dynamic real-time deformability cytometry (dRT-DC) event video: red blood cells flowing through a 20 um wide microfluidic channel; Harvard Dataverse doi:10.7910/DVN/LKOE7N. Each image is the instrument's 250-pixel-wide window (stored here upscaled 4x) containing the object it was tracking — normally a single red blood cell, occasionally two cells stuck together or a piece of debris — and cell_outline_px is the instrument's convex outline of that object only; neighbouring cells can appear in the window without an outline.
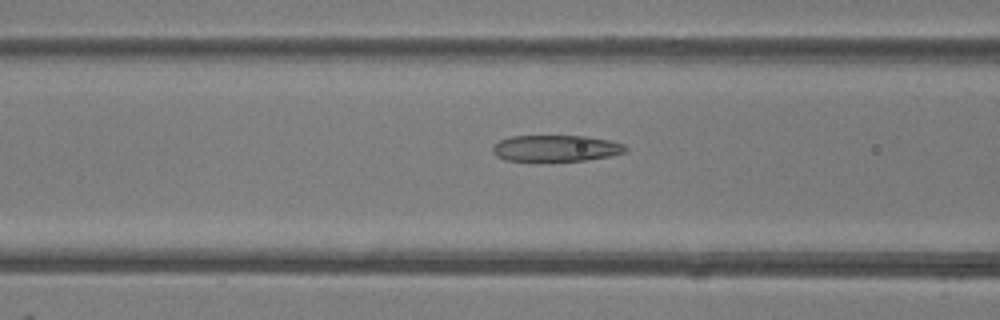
{"species": "common noctule bat (a hibernating species)", "species_latin": "Nyctalus noctula", "temperature_condition": "room temperature", "stored_images_in_passage": 33, "camera_frame_rate_fps": 3000, "um_per_image_px": 0.085, "animal": {"sex": "female"}, "frame": {"image": 1, "passage_image": 4, "time_ms": 1.0, "image_size_px": [1000, 320], "cell_outline_px": [[628, 152], [612, 156], [588, 160], [504, 160], [496, 156], [492, 152], [492, 148], [500, 140], [512, 136], [584, 136], [608, 140], [624, 144], [628, 148]], "centroid_in_image_um": [47.3, 12.6], "position_along_channel_um": 119.3, "area_um2": 20.29}}
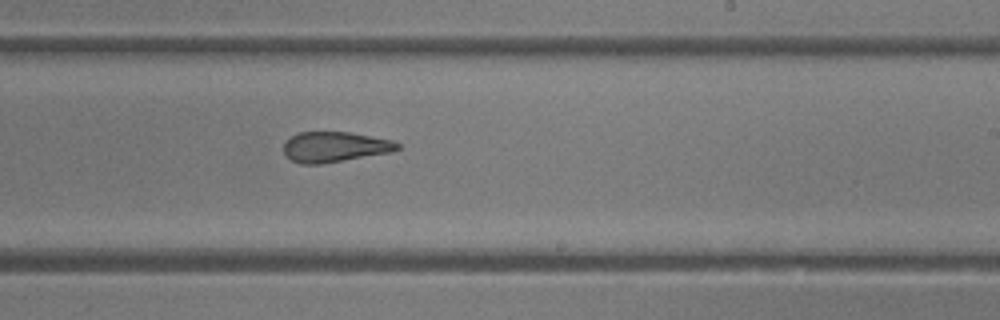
{"frame": {"image": 2, "passage_image": 14, "time_ms": 4.333, "image_size_px": [1000, 320], "cell_outline_px": [[400, 148], [392, 152], [320, 164], [300, 164], [292, 160], [284, 152], [284, 144], [292, 136], [300, 132], [348, 132], [392, 140], [400, 144]], "centroid_in_image_um": [28.47, 12.49], "position_along_channel_um": 260.5, "area_um2": 19.88}}
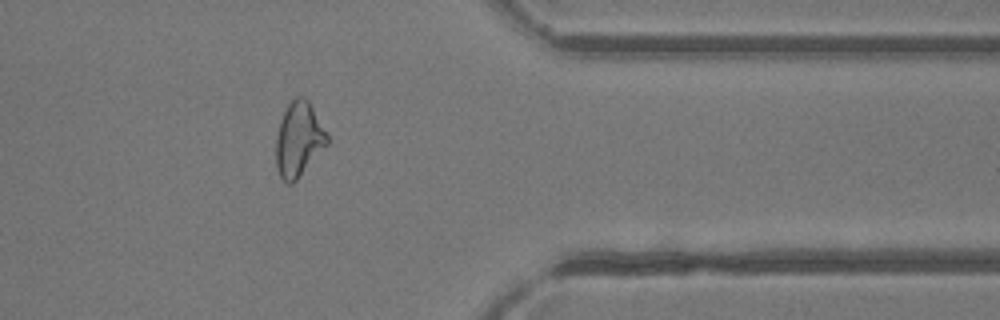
{"frame": {"image": 3, "passage_image": 24, "time_ms": 7.667, "image_size_px": [1000, 320], "cell_outline_px": [[328, 144], [296, 180], [292, 184], [288, 184], [280, 176], [276, 168], [276, 136], [280, 120], [288, 104], [296, 96], [304, 96], [308, 100], [328, 136]], "centroid_in_image_um": [25.37, 11.85], "position_along_channel_um": 386.0, "area_um2": 22.02}}